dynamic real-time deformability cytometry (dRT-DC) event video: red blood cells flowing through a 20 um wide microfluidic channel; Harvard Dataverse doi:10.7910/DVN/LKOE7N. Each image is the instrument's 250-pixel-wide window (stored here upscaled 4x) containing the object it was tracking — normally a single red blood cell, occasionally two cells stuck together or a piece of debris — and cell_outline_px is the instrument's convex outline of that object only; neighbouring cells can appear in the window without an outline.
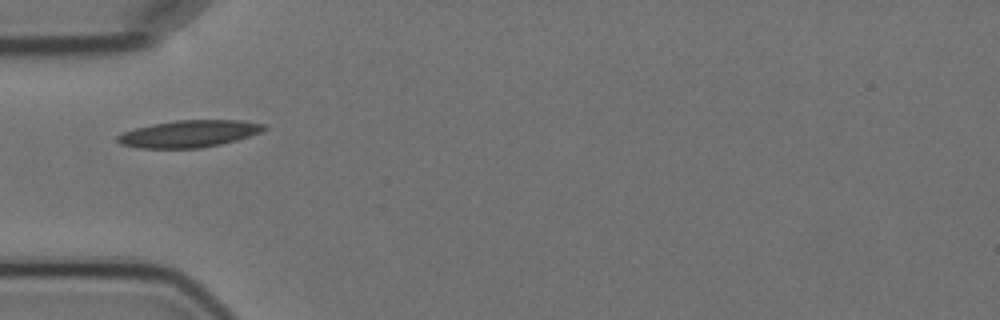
{"species": "Egyptian fruit bat (a non-hibernating species)", "species_latin": "Rousettus aegyptiacus", "temperature_condition": "cold", "stored_images_in_passage": 3, "camera_frame_rate_fps": 3000, "um_per_image_px": 0.085, "animal": {"sex": "female"}, "frame": {"image": 1, "passage_image": 1, "time_ms": 0.0, "image_size_px": [1000, 320], "cell_outline_px": [[268, 128], [260, 132], [236, 140], [220, 144], [200, 148], [140, 148], [120, 144], [116, 140], [116, 136], [124, 132], [136, 128], [152, 124], [176, 120], [240, 120], [264, 124]], "centroid_in_image_um": [16.05, 11.37], "position_along_channel_um": 68.9, "area_um2": 22.95}}
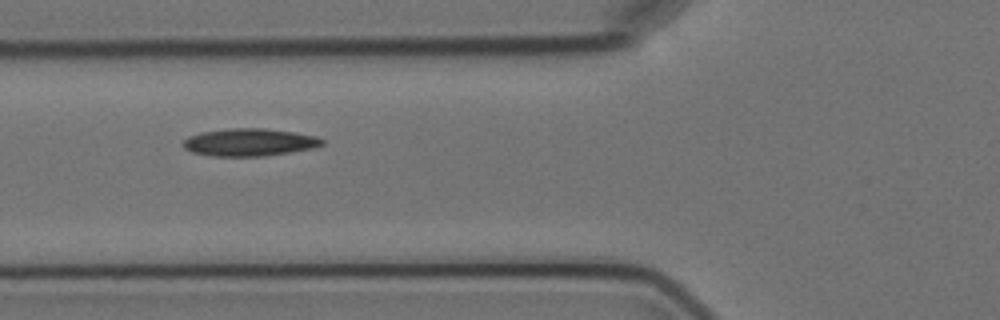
{"frame": {"image": 2, "passage_image": 2, "time_ms": 1.0, "image_size_px": [1000, 320], "cell_outline_px": [[324, 144], [312, 148], [288, 152], [260, 156], [212, 156], [192, 152], [184, 148], [184, 140], [188, 136], [200, 132], [228, 128], [264, 128], [292, 132], [316, 136], [324, 140]], "centroid_in_image_um": [21.17, 12.08], "position_along_channel_um": 104.6, "area_um2": 22.14}}
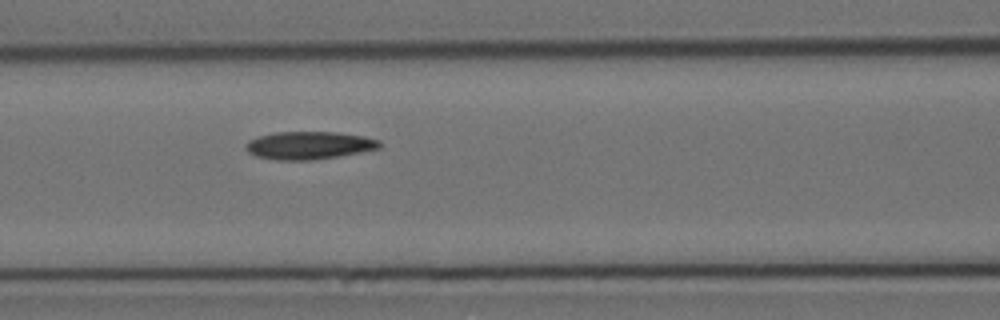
{"frame": {"image": 3, "passage_image": 3, "time_ms": 2.0, "image_size_px": [1000, 320], "cell_outline_px": [[384, 144], [380, 148], [340, 156], [312, 160], [276, 160], [256, 156], [248, 152], [248, 140], [260, 136], [276, 132], [336, 132], [364, 136], [380, 140]], "centroid_in_image_um": [26.33, 12.36], "position_along_channel_um": 140.3, "area_um2": 21.62}}